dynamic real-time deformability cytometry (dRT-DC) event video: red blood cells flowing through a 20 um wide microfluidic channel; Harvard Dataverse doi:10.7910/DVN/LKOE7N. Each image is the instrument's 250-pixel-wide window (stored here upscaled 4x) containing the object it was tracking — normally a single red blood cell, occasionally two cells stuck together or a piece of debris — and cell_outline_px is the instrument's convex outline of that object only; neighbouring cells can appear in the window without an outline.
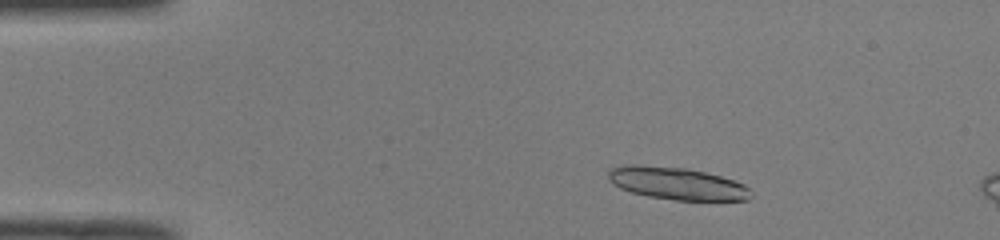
{"species": "common noctule bat (a hibernating species)", "species_latin": "Nyctalus noctula", "temperature_condition": "room temperature", "stored_images_in_passage": 47, "segment_of_instrument_passage": [1, 2], "camera_frame_rate_fps": 3000, "um_per_image_px": 0.085, "animal": {"sex": "male", "body_mass_g": 19.0, "forearm_length_mm": 50.8}, "frame": {"image": 1, "passage_image": 5, "time_ms": 1.333, "image_size_px": [1000, 240], "cell_outline_px": [[752, 196], [748, 200], [676, 200], [648, 196], [632, 192], [620, 188], [612, 184], [608, 180], [608, 168], [624, 164], [640, 164], [684, 168], [704, 172], [720, 176], [744, 184], [748, 188]], "centroid_in_image_um": [57.47, 15.58], "position_along_channel_um": 27.5, "area_um2": 26.99}}